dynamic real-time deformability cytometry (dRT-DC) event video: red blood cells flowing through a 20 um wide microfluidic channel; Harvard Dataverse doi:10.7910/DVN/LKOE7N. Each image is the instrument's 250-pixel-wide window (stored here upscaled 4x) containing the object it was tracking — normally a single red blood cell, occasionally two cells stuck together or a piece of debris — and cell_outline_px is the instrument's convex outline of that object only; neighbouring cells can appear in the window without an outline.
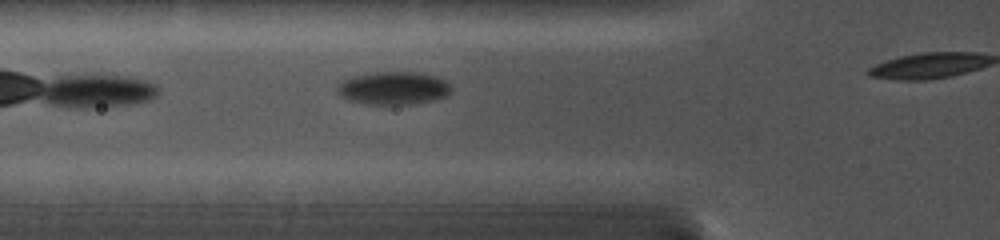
{"species": "common noctule bat (a hibernating species)", "species_latin": "Nyctalus noctula", "temperature_condition": "cold", "stored_images_in_passage": 27, "camera_frame_rate_fps": 5000, "um_per_image_px": 0.085, "animal": {"sex": "female", "body_mass_g": 19.0, "forearm_length_mm": 56.7}, "frame": {"image": 1, "passage_image": 5, "time_ms": 1.4, "image_size_px": [1000, 240], "cell_outline_px": [[452, 92], [448, 96], [432, 100], [412, 104], [364, 104], [348, 100], [340, 96], [336, 92], [336, 88], [340, 80], [352, 76], [368, 72], [416, 72], [436, 76], [452, 84]], "centroid_in_image_um": [33.42, 7.48], "position_along_channel_um": 92.4, "area_um2": 22.37}}
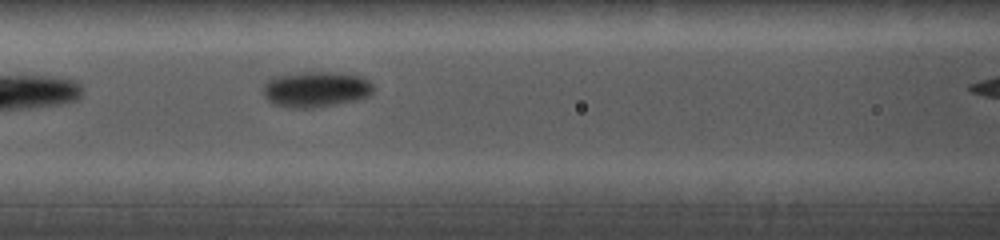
{"frame": {"image": 2, "passage_image": 8, "time_ms": 2.6, "image_size_px": [1000, 240], "cell_outline_px": [[372, 96], [356, 100], [336, 104], [312, 108], [288, 108], [272, 104], [264, 96], [264, 84], [272, 76], [300, 72], [332, 72], [360, 76], [368, 80], [372, 84]], "centroid_in_image_um": [26.82, 7.59], "position_along_channel_um": 139.8, "area_um2": 23.12}}